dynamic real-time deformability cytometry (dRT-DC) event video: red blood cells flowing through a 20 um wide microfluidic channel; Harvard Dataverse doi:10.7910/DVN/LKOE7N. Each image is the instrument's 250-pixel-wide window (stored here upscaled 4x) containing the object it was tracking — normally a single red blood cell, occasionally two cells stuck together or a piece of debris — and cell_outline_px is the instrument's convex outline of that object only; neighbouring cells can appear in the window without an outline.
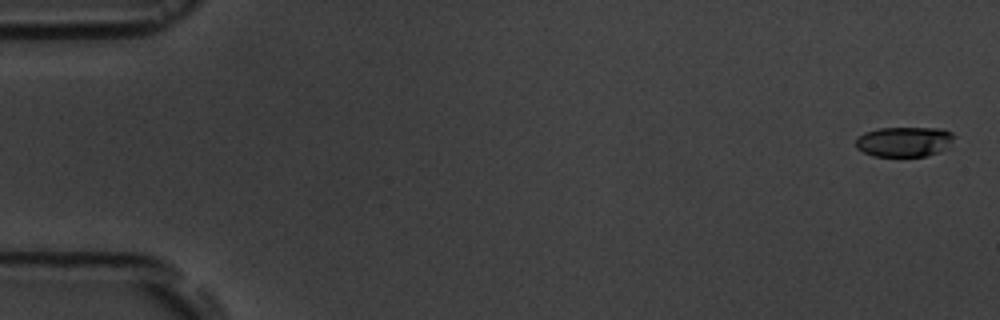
{"species": "common noctule bat (a hibernating species)", "species_latin": "Nyctalus noctula", "temperature_condition": "room temperature", "stored_images_in_passage": 6, "camera_frame_rate_fps": 3000, "um_per_image_px": 0.085, "animal": {"sex": "male", "body_mass_g": 19.5, "forearm_length_mm": 54.6}, "frame": {"image": 1, "passage_image": 1, "time_ms": 0.0, "image_size_px": [1000, 320], "cell_outline_px": [[956, 136], [948, 148], [940, 152], [928, 156], [872, 156], [856, 148], [856, 140], [864, 132], [880, 128], [940, 128], [952, 132]], "centroid_in_image_um": [76.91, 12.05], "position_along_channel_um": 8.1, "area_um2": 17.4}}
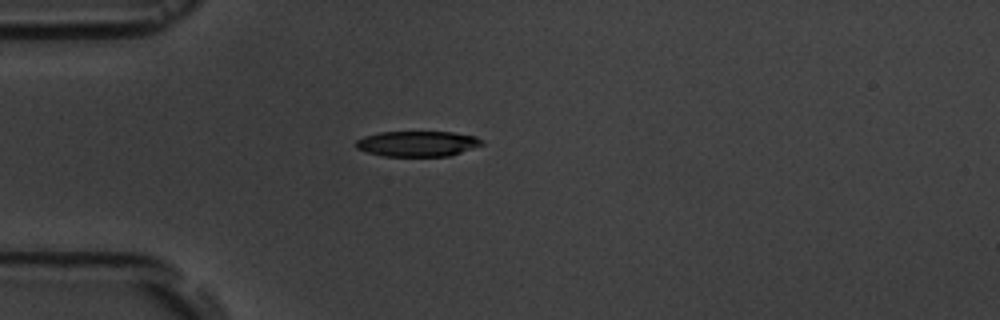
{"frame": {"image": 2, "passage_image": 5, "time_ms": 4.667, "image_size_px": [1000, 320], "cell_outline_px": [[484, 144], [448, 156], [384, 156], [368, 152], [356, 148], [356, 140], [364, 136], [380, 132], [452, 132], [476, 136], [484, 140]], "centroid_in_image_um": [35.5, 12.21], "position_along_channel_um": 49.5, "area_um2": 18.61}}